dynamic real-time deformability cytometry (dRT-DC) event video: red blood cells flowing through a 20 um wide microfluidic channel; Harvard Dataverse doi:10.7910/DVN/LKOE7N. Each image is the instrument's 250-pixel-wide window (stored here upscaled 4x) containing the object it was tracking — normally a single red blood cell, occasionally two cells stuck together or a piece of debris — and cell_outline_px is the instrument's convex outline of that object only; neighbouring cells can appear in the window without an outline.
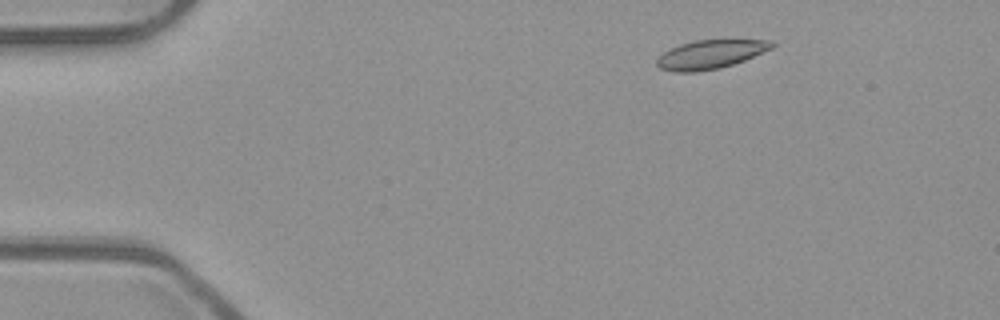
{"species": "common noctule bat (a hibernating species)", "species_latin": "Nyctalus noctula", "temperature_condition": "room temperature", "stored_images_in_passage": 50, "camera_frame_rate_fps": 3000, "um_per_image_px": 0.085, "animal": {"sex": "male", "body_mass_g": 23.1, "forearm_length_mm": 52.7}, "frame": {"image": 1, "passage_image": 5, "time_ms": 1.333, "image_size_px": [1000, 320], "cell_outline_px": [[776, 44], [772, 48], [744, 60], [720, 68], [696, 72], [672, 72], [660, 68], [656, 64], [656, 60], [664, 52], [680, 44], [696, 40], [772, 40]], "centroid_in_image_um": [60.38, 4.63], "position_along_channel_um": 24.6, "area_um2": 19.13}}
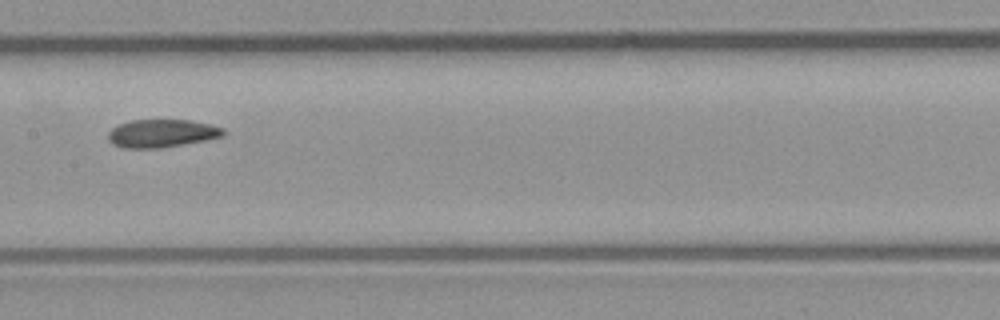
{"frame": {"image": 2, "passage_image": 24, "time_ms": 7.667, "image_size_px": [1000, 320], "cell_outline_px": [[224, 136], [204, 140], [160, 148], [124, 148], [112, 144], [108, 140], [108, 132], [112, 128], [120, 124], [132, 120], [192, 120], [212, 124], [224, 128]], "centroid_in_image_um": [13.75, 11.33], "position_along_channel_um": 193.6, "area_um2": 18.79}}
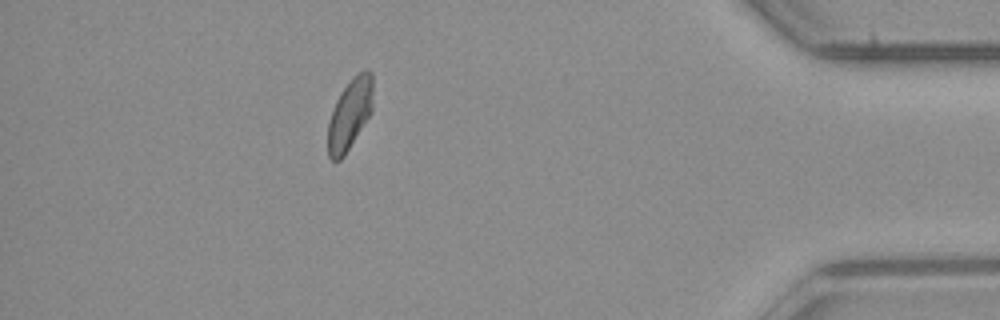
{"frame": {"image": 3, "passage_image": 44, "time_ms": 14.333, "image_size_px": [1000, 320], "cell_outline_px": [[372, 112], [344, 156], [340, 160], [332, 160], [328, 156], [328, 124], [336, 100], [340, 92], [352, 76], [356, 72], [364, 68], [368, 68], [372, 72]], "centroid_in_image_um": [29.75, 9.64], "position_along_channel_um": 405.5, "area_um2": 18.79}, "authors_computed_cell_mechanics": {"area_um2": 19.2185, "velocity_mm_per_s": 3.9147, "shape_relaxation_time_tau1_ms": 6.153, "shape_relaxation_time_tau2_ms": 2.5982, "deformation_change_tau1": 0.146, "deformation_change_tau2": 0.0824}}